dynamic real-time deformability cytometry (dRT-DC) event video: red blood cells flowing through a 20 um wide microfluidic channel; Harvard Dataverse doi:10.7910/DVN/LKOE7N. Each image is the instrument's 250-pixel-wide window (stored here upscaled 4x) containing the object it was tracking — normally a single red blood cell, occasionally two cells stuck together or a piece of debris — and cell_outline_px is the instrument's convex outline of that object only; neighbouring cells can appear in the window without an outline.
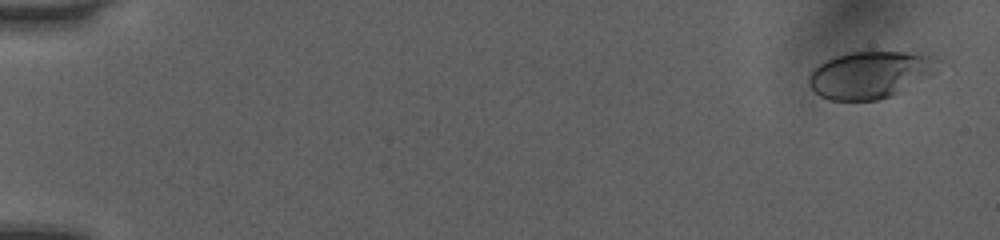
{"species": "human", "species_latin": "Homo sapiens", "temperature_condition": "room temperature", "stored_images_in_passage": 51, "camera_frame_rate_fps": 3000, "um_per_image_px": 0.085, "donor": {"sex": "female"}, "frame": {"image": 1, "passage_image": 2, "time_ms": 0.333, "image_size_px": [1000, 240], "cell_outline_px": [[944, 60], [932, 72], [892, 96], [876, 100], [832, 100], [820, 96], [808, 84], [808, 76], [816, 64], [824, 60], [848, 52], [904, 52], [932, 56]], "centroid_in_image_um": [73.89, 6.34], "position_along_channel_um": 11.1, "area_um2": 35.08}}
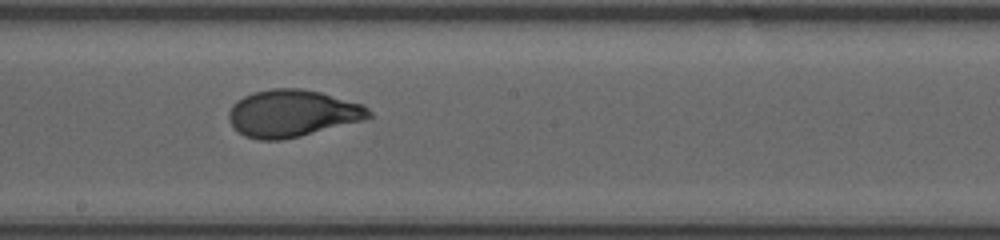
{"frame": {"image": 2, "passage_image": 30, "time_ms": 9.667, "image_size_px": [1000, 240], "cell_outline_px": [[372, 116], [364, 120], [300, 136], [280, 140], [260, 140], [244, 136], [236, 132], [232, 128], [228, 120], [228, 112], [232, 104], [244, 96], [252, 92], [272, 88], [300, 88], [320, 92], [364, 104], [372, 112]], "centroid_in_image_um": [24.82, 9.64], "position_along_channel_um": 223.4, "area_um2": 38.78}}
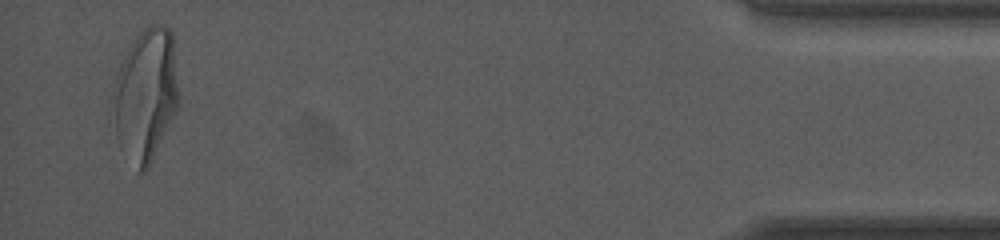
{"frame": {"image": 3, "passage_image": 50, "time_ms": 16.333, "image_size_px": [1000, 240], "cell_outline_px": [[180, 108], [148, 168], [144, 172], [136, 172], [116, 136], [112, 92], [124, 56], [128, 48], [136, 36], [144, 28], [152, 24], [160, 24], [168, 28], [172, 32], [180, 96]], "centroid_in_image_um": [12.44, 8.08], "position_along_channel_um": 422.8, "area_um2": 51.15}, "authors_computed_cell_mechanics": {"area_um2": 37.3388, "velocity_mm_per_s": 4.054, "shape_relaxation_time_tau1_ms": 4.2887, "shape_relaxation_time_tau2_ms": null, "deformation_change_tau1": 0.1775, "deformation_change_tau2": null}}